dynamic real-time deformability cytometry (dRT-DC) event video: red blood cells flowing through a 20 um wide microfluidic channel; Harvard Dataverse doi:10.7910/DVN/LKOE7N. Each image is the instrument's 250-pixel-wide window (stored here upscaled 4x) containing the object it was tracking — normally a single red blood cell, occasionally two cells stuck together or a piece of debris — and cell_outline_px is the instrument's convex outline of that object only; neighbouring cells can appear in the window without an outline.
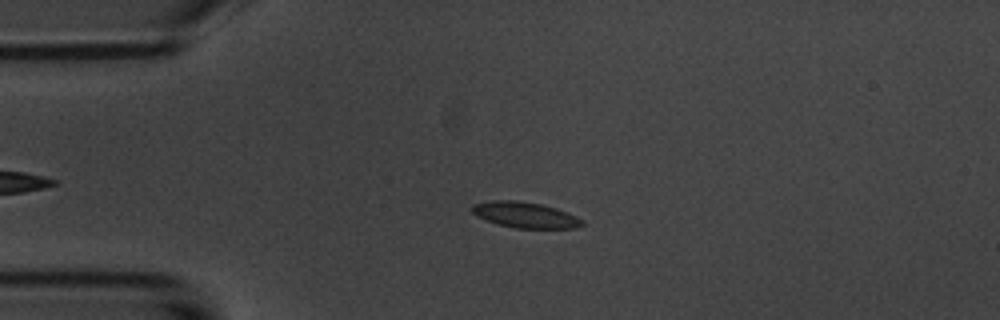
{"species": "common noctule bat (a hibernating species)", "species_latin": "Nyctalus noctula", "temperature_condition": "room temperature", "stored_images_in_passage": 3, "camera_frame_rate_fps": 3000, "um_per_image_px": 0.085, "animal": {"sex": "male", "body_mass_g": 20.1, "forearm_length_mm": 53.5}, "frame": {"image": 1, "passage_image": 2, "time_ms": 1.333, "image_size_px": [1000, 320], "cell_outline_px": [[584, 224], [576, 228], [516, 228], [500, 224], [476, 216], [472, 212], [472, 204], [492, 200], [516, 200], [540, 204], [556, 208], [576, 216], [584, 220]], "centroid_in_image_um": [44.65, 18.26], "position_along_channel_um": 40.4, "area_um2": 16.42}}